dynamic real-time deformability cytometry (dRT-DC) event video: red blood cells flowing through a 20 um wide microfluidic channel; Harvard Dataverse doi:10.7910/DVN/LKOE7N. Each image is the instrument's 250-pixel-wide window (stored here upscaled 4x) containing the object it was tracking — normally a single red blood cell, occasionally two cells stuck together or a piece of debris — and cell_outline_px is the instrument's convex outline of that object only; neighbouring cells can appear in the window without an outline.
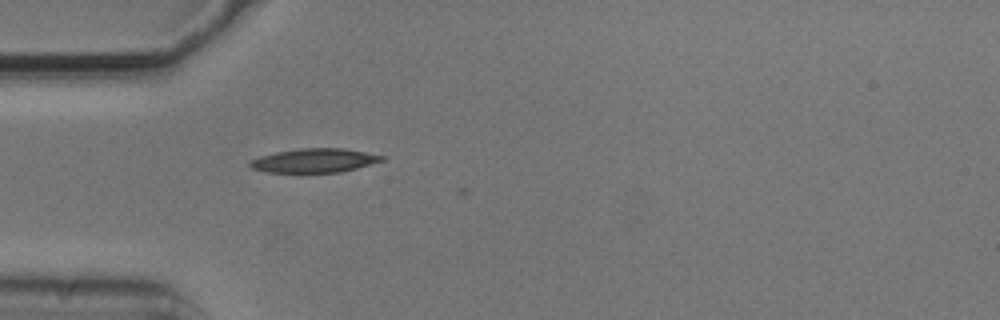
{"species": "common noctule bat (a hibernating species)", "species_latin": "Nyctalus noctula", "temperature_condition": "cold", "stored_images_in_passage": 2, "camera_frame_rate_fps": 3000, "um_per_image_px": 0.085, "animal": {"sex": "male", "body_mass_g": 20.5, "forearm_length_mm": 52.5}, "frame": {"image": 1, "passage_image": 1, "time_ms": 0.0, "image_size_px": [1000, 320], "cell_outline_px": [[384, 160], [356, 168], [340, 172], [264, 172], [252, 168], [248, 164], [252, 160], [260, 156], [276, 152], [300, 148], [344, 148], [384, 156]], "centroid_in_image_um": [26.7, 13.64], "position_along_channel_um": 58.3, "area_um2": 18.21}}